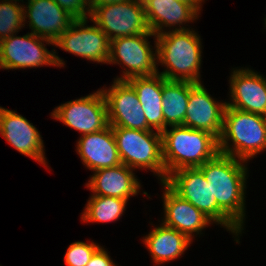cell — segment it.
Listing matches in <instances>:
<instances>
[{"label":"cell","instance_id":"cell-1","mask_svg":"<svg viewBox=\"0 0 266 266\" xmlns=\"http://www.w3.org/2000/svg\"><path fill=\"white\" fill-rule=\"evenodd\" d=\"M245 165H244V164ZM247 161L218 153L198 168L210 184L218 207L241 229L245 218Z\"/></svg>","mask_w":266,"mask_h":266},{"label":"cell","instance_id":"cell-2","mask_svg":"<svg viewBox=\"0 0 266 266\" xmlns=\"http://www.w3.org/2000/svg\"><path fill=\"white\" fill-rule=\"evenodd\" d=\"M158 63L166 67L157 71L166 80L187 81L200 84L201 39L189 30H169L154 36Z\"/></svg>","mask_w":266,"mask_h":266},{"label":"cell","instance_id":"cell-3","mask_svg":"<svg viewBox=\"0 0 266 266\" xmlns=\"http://www.w3.org/2000/svg\"><path fill=\"white\" fill-rule=\"evenodd\" d=\"M169 127L161 133L166 179L178 169L202 166L219 153L213 134L182 125Z\"/></svg>","mask_w":266,"mask_h":266},{"label":"cell","instance_id":"cell-4","mask_svg":"<svg viewBox=\"0 0 266 266\" xmlns=\"http://www.w3.org/2000/svg\"><path fill=\"white\" fill-rule=\"evenodd\" d=\"M218 146L219 153L249 161L266 150V116L226 106Z\"/></svg>","mask_w":266,"mask_h":266},{"label":"cell","instance_id":"cell-5","mask_svg":"<svg viewBox=\"0 0 266 266\" xmlns=\"http://www.w3.org/2000/svg\"><path fill=\"white\" fill-rule=\"evenodd\" d=\"M121 163L135 170L149 169L166 181L162 134L154 130L112 127Z\"/></svg>","mask_w":266,"mask_h":266},{"label":"cell","instance_id":"cell-6","mask_svg":"<svg viewBox=\"0 0 266 266\" xmlns=\"http://www.w3.org/2000/svg\"><path fill=\"white\" fill-rule=\"evenodd\" d=\"M165 183L182 199L189 201L207 218L238 236L242 230L218 207L210 184L198 168H181L172 172Z\"/></svg>","mask_w":266,"mask_h":266},{"label":"cell","instance_id":"cell-7","mask_svg":"<svg viewBox=\"0 0 266 266\" xmlns=\"http://www.w3.org/2000/svg\"><path fill=\"white\" fill-rule=\"evenodd\" d=\"M89 19L111 40L152 33L148 27L142 0H128L94 7Z\"/></svg>","mask_w":266,"mask_h":266},{"label":"cell","instance_id":"cell-8","mask_svg":"<svg viewBox=\"0 0 266 266\" xmlns=\"http://www.w3.org/2000/svg\"><path fill=\"white\" fill-rule=\"evenodd\" d=\"M44 42L54 45V42L33 33H27L22 37L13 34L1 40L0 68L25 69L44 65L64 67L65 62L56 55L55 49L47 50Z\"/></svg>","mask_w":266,"mask_h":266},{"label":"cell","instance_id":"cell-9","mask_svg":"<svg viewBox=\"0 0 266 266\" xmlns=\"http://www.w3.org/2000/svg\"><path fill=\"white\" fill-rule=\"evenodd\" d=\"M156 36L144 33L127 37H119L110 41L108 64L126 66L121 77L116 80H128L132 77L152 76L157 74V53L151 48L147 38Z\"/></svg>","mask_w":266,"mask_h":266},{"label":"cell","instance_id":"cell-10","mask_svg":"<svg viewBox=\"0 0 266 266\" xmlns=\"http://www.w3.org/2000/svg\"><path fill=\"white\" fill-rule=\"evenodd\" d=\"M51 116L79 131L81 136L102 131L109 126L107 103L101 89L59 105Z\"/></svg>","mask_w":266,"mask_h":266},{"label":"cell","instance_id":"cell-11","mask_svg":"<svg viewBox=\"0 0 266 266\" xmlns=\"http://www.w3.org/2000/svg\"><path fill=\"white\" fill-rule=\"evenodd\" d=\"M87 21L88 18L75 19L54 45L87 60L108 64L110 39L95 23L87 26Z\"/></svg>","mask_w":266,"mask_h":266},{"label":"cell","instance_id":"cell-12","mask_svg":"<svg viewBox=\"0 0 266 266\" xmlns=\"http://www.w3.org/2000/svg\"><path fill=\"white\" fill-rule=\"evenodd\" d=\"M101 90L106 99L111 127L152 130L147 124L138 95L127 80L115 79L108 89Z\"/></svg>","mask_w":266,"mask_h":266},{"label":"cell","instance_id":"cell-13","mask_svg":"<svg viewBox=\"0 0 266 266\" xmlns=\"http://www.w3.org/2000/svg\"><path fill=\"white\" fill-rule=\"evenodd\" d=\"M0 135L18 152L47 167L43 140L37 128L16 111L1 106Z\"/></svg>","mask_w":266,"mask_h":266},{"label":"cell","instance_id":"cell-14","mask_svg":"<svg viewBox=\"0 0 266 266\" xmlns=\"http://www.w3.org/2000/svg\"><path fill=\"white\" fill-rule=\"evenodd\" d=\"M226 102L216 101L200 84L190 82V94L182 126L203 130L219 139L223 128Z\"/></svg>","mask_w":266,"mask_h":266},{"label":"cell","instance_id":"cell-15","mask_svg":"<svg viewBox=\"0 0 266 266\" xmlns=\"http://www.w3.org/2000/svg\"><path fill=\"white\" fill-rule=\"evenodd\" d=\"M231 103L226 106L240 111L266 116V78L249 68L236 69L231 74Z\"/></svg>","mask_w":266,"mask_h":266},{"label":"cell","instance_id":"cell-16","mask_svg":"<svg viewBox=\"0 0 266 266\" xmlns=\"http://www.w3.org/2000/svg\"><path fill=\"white\" fill-rule=\"evenodd\" d=\"M24 19L28 18L31 33L55 42L75 20L54 0H28L23 7Z\"/></svg>","mask_w":266,"mask_h":266},{"label":"cell","instance_id":"cell-17","mask_svg":"<svg viewBox=\"0 0 266 266\" xmlns=\"http://www.w3.org/2000/svg\"><path fill=\"white\" fill-rule=\"evenodd\" d=\"M164 218L162 224L176 229L186 235L191 241L193 233L199 234L209 224L213 223L189 201L182 199L165 182H163ZM193 234V235H192Z\"/></svg>","mask_w":266,"mask_h":266},{"label":"cell","instance_id":"cell-18","mask_svg":"<svg viewBox=\"0 0 266 266\" xmlns=\"http://www.w3.org/2000/svg\"><path fill=\"white\" fill-rule=\"evenodd\" d=\"M146 21L150 31L156 36L164 32V27L179 28L172 30H189L181 27L183 23L193 22L199 11L192 5L180 0H142Z\"/></svg>","mask_w":266,"mask_h":266},{"label":"cell","instance_id":"cell-19","mask_svg":"<svg viewBox=\"0 0 266 266\" xmlns=\"http://www.w3.org/2000/svg\"><path fill=\"white\" fill-rule=\"evenodd\" d=\"M76 148L82 163L92 171L122 164L110 125L102 131L82 135Z\"/></svg>","mask_w":266,"mask_h":266},{"label":"cell","instance_id":"cell-20","mask_svg":"<svg viewBox=\"0 0 266 266\" xmlns=\"http://www.w3.org/2000/svg\"><path fill=\"white\" fill-rule=\"evenodd\" d=\"M94 175L86 184L93 195L109 196L129 200L139 193L141 184L133 169L124 164L93 171Z\"/></svg>","mask_w":266,"mask_h":266},{"label":"cell","instance_id":"cell-21","mask_svg":"<svg viewBox=\"0 0 266 266\" xmlns=\"http://www.w3.org/2000/svg\"><path fill=\"white\" fill-rule=\"evenodd\" d=\"M136 91L142 105L148 126L158 132L164 131V117L162 113L163 76L132 77L127 80Z\"/></svg>","mask_w":266,"mask_h":266},{"label":"cell","instance_id":"cell-22","mask_svg":"<svg viewBox=\"0 0 266 266\" xmlns=\"http://www.w3.org/2000/svg\"><path fill=\"white\" fill-rule=\"evenodd\" d=\"M143 242L149 250L152 260L159 265L177 259L184 254L192 241L176 229L161 224L149 232L143 238Z\"/></svg>","mask_w":266,"mask_h":266},{"label":"cell","instance_id":"cell-23","mask_svg":"<svg viewBox=\"0 0 266 266\" xmlns=\"http://www.w3.org/2000/svg\"><path fill=\"white\" fill-rule=\"evenodd\" d=\"M189 94L190 82L166 80L163 77L162 113L164 117V130L167 126L183 125Z\"/></svg>","mask_w":266,"mask_h":266},{"label":"cell","instance_id":"cell-24","mask_svg":"<svg viewBox=\"0 0 266 266\" xmlns=\"http://www.w3.org/2000/svg\"><path fill=\"white\" fill-rule=\"evenodd\" d=\"M128 200L91 195L81 215L83 222H112L122 217Z\"/></svg>","mask_w":266,"mask_h":266},{"label":"cell","instance_id":"cell-25","mask_svg":"<svg viewBox=\"0 0 266 266\" xmlns=\"http://www.w3.org/2000/svg\"><path fill=\"white\" fill-rule=\"evenodd\" d=\"M24 6L11 1L0 2V41L18 33L25 26Z\"/></svg>","mask_w":266,"mask_h":266},{"label":"cell","instance_id":"cell-26","mask_svg":"<svg viewBox=\"0 0 266 266\" xmlns=\"http://www.w3.org/2000/svg\"><path fill=\"white\" fill-rule=\"evenodd\" d=\"M99 244L92 242H74L67 248L64 261L67 266H86Z\"/></svg>","mask_w":266,"mask_h":266},{"label":"cell","instance_id":"cell-27","mask_svg":"<svg viewBox=\"0 0 266 266\" xmlns=\"http://www.w3.org/2000/svg\"><path fill=\"white\" fill-rule=\"evenodd\" d=\"M63 10L75 19H85L90 16L89 0H54Z\"/></svg>","mask_w":266,"mask_h":266},{"label":"cell","instance_id":"cell-28","mask_svg":"<svg viewBox=\"0 0 266 266\" xmlns=\"http://www.w3.org/2000/svg\"><path fill=\"white\" fill-rule=\"evenodd\" d=\"M86 266H117L101 246L94 252Z\"/></svg>","mask_w":266,"mask_h":266},{"label":"cell","instance_id":"cell-29","mask_svg":"<svg viewBox=\"0 0 266 266\" xmlns=\"http://www.w3.org/2000/svg\"><path fill=\"white\" fill-rule=\"evenodd\" d=\"M122 1H128V0H89V8L91 11L94 7H99L105 4L118 3Z\"/></svg>","mask_w":266,"mask_h":266},{"label":"cell","instance_id":"cell-30","mask_svg":"<svg viewBox=\"0 0 266 266\" xmlns=\"http://www.w3.org/2000/svg\"><path fill=\"white\" fill-rule=\"evenodd\" d=\"M180 1H185L189 4H192L199 12L202 9L201 8L202 2H204V0H180Z\"/></svg>","mask_w":266,"mask_h":266},{"label":"cell","instance_id":"cell-31","mask_svg":"<svg viewBox=\"0 0 266 266\" xmlns=\"http://www.w3.org/2000/svg\"><path fill=\"white\" fill-rule=\"evenodd\" d=\"M3 1H13V2H15V3H17V1L19 2V0H3ZM21 1V0H20ZM22 2H23V0H22Z\"/></svg>","mask_w":266,"mask_h":266}]
</instances>
